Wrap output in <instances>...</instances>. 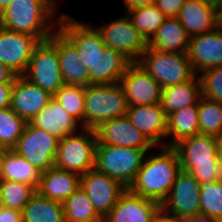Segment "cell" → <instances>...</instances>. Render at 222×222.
<instances>
[{
    "label": "cell",
    "mask_w": 222,
    "mask_h": 222,
    "mask_svg": "<svg viewBox=\"0 0 222 222\" xmlns=\"http://www.w3.org/2000/svg\"><path fill=\"white\" fill-rule=\"evenodd\" d=\"M160 153H148L129 190L162 204L178 173L180 159L174 147L160 146Z\"/></svg>",
    "instance_id": "1"
},
{
    "label": "cell",
    "mask_w": 222,
    "mask_h": 222,
    "mask_svg": "<svg viewBox=\"0 0 222 222\" xmlns=\"http://www.w3.org/2000/svg\"><path fill=\"white\" fill-rule=\"evenodd\" d=\"M57 9L51 0H12L0 13V26L30 34L42 42L58 29Z\"/></svg>",
    "instance_id": "2"
},
{
    "label": "cell",
    "mask_w": 222,
    "mask_h": 222,
    "mask_svg": "<svg viewBox=\"0 0 222 222\" xmlns=\"http://www.w3.org/2000/svg\"><path fill=\"white\" fill-rule=\"evenodd\" d=\"M181 170L189 172L200 184L222 179L220 138L195 135L174 146Z\"/></svg>",
    "instance_id": "3"
},
{
    "label": "cell",
    "mask_w": 222,
    "mask_h": 222,
    "mask_svg": "<svg viewBox=\"0 0 222 222\" xmlns=\"http://www.w3.org/2000/svg\"><path fill=\"white\" fill-rule=\"evenodd\" d=\"M127 108L120 83L90 84L85 87L84 128L94 130L109 119L124 116Z\"/></svg>",
    "instance_id": "4"
},
{
    "label": "cell",
    "mask_w": 222,
    "mask_h": 222,
    "mask_svg": "<svg viewBox=\"0 0 222 222\" xmlns=\"http://www.w3.org/2000/svg\"><path fill=\"white\" fill-rule=\"evenodd\" d=\"M149 150L96 144L95 169L129 188Z\"/></svg>",
    "instance_id": "5"
},
{
    "label": "cell",
    "mask_w": 222,
    "mask_h": 222,
    "mask_svg": "<svg viewBox=\"0 0 222 222\" xmlns=\"http://www.w3.org/2000/svg\"><path fill=\"white\" fill-rule=\"evenodd\" d=\"M58 31L77 49L80 65L90 74V84H96V60L106 45L98 30L90 23H82L69 15L61 14Z\"/></svg>",
    "instance_id": "6"
},
{
    "label": "cell",
    "mask_w": 222,
    "mask_h": 222,
    "mask_svg": "<svg viewBox=\"0 0 222 222\" xmlns=\"http://www.w3.org/2000/svg\"><path fill=\"white\" fill-rule=\"evenodd\" d=\"M96 144L95 130L81 127L79 132L59 139L54 166L80 176L85 174L95 168Z\"/></svg>",
    "instance_id": "7"
},
{
    "label": "cell",
    "mask_w": 222,
    "mask_h": 222,
    "mask_svg": "<svg viewBox=\"0 0 222 222\" xmlns=\"http://www.w3.org/2000/svg\"><path fill=\"white\" fill-rule=\"evenodd\" d=\"M23 76L52 96L64 85L58 55V30L35 47Z\"/></svg>",
    "instance_id": "8"
},
{
    "label": "cell",
    "mask_w": 222,
    "mask_h": 222,
    "mask_svg": "<svg viewBox=\"0 0 222 222\" xmlns=\"http://www.w3.org/2000/svg\"><path fill=\"white\" fill-rule=\"evenodd\" d=\"M161 88L191 80L194 73L187 53L146 49L137 61Z\"/></svg>",
    "instance_id": "9"
},
{
    "label": "cell",
    "mask_w": 222,
    "mask_h": 222,
    "mask_svg": "<svg viewBox=\"0 0 222 222\" xmlns=\"http://www.w3.org/2000/svg\"><path fill=\"white\" fill-rule=\"evenodd\" d=\"M59 138L27 122L12 150L44 172L54 167Z\"/></svg>",
    "instance_id": "10"
},
{
    "label": "cell",
    "mask_w": 222,
    "mask_h": 222,
    "mask_svg": "<svg viewBox=\"0 0 222 222\" xmlns=\"http://www.w3.org/2000/svg\"><path fill=\"white\" fill-rule=\"evenodd\" d=\"M95 28L106 47L121 51L132 62H137L148 47V42L135 29L126 13L123 17Z\"/></svg>",
    "instance_id": "11"
},
{
    "label": "cell",
    "mask_w": 222,
    "mask_h": 222,
    "mask_svg": "<svg viewBox=\"0 0 222 222\" xmlns=\"http://www.w3.org/2000/svg\"><path fill=\"white\" fill-rule=\"evenodd\" d=\"M201 184L187 171L180 170L161 209L181 219L200 213Z\"/></svg>",
    "instance_id": "12"
},
{
    "label": "cell",
    "mask_w": 222,
    "mask_h": 222,
    "mask_svg": "<svg viewBox=\"0 0 222 222\" xmlns=\"http://www.w3.org/2000/svg\"><path fill=\"white\" fill-rule=\"evenodd\" d=\"M39 43L40 41L30 34L13 32L0 26V63L17 76L24 75Z\"/></svg>",
    "instance_id": "13"
},
{
    "label": "cell",
    "mask_w": 222,
    "mask_h": 222,
    "mask_svg": "<svg viewBox=\"0 0 222 222\" xmlns=\"http://www.w3.org/2000/svg\"><path fill=\"white\" fill-rule=\"evenodd\" d=\"M80 186L102 218L111 211L120 195L127 189L119 181L95 168L81 175Z\"/></svg>",
    "instance_id": "14"
},
{
    "label": "cell",
    "mask_w": 222,
    "mask_h": 222,
    "mask_svg": "<svg viewBox=\"0 0 222 222\" xmlns=\"http://www.w3.org/2000/svg\"><path fill=\"white\" fill-rule=\"evenodd\" d=\"M128 106L151 105L161 102V86L138 63L132 62L119 82Z\"/></svg>",
    "instance_id": "15"
},
{
    "label": "cell",
    "mask_w": 222,
    "mask_h": 222,
    "mask_svg": "<svg viewBox=\"0 0 222 222\" xmlns=\"http://www.w3.org/2000/svg\"><path fill=\"white\" fill-rule=\"evenodd\" d=\"M97 144H112L135 149H151L155 147L146 136L137 129L124 115L109 119L95 129Z\"/></svg>",
    "instance_id": "16"
},
{
    "label": "cell",
    "mask_w": 222,
    "mask_h": 222,
    "mask_svg": "<svg viewBox=\"0 0 222 222\" xmlns=\"http://www.w3.org/2000/svg\"><path fill=\"white\" fill-rule=\"evenodd\" d=\"M187 56L196 75L222 65V24L215 30L190 37Z\"/></svg>",
    "instance_id": "17"
},
{
    "label": "cell",
    "mask_w": 222,
    "mask_h": 222,
    "mask_svg": "<svg viewBox=\"0 0 222 222\" xmlns=\"http://www.w3.org/2000/svg\"><path fill=\"white\" fill-rule=\"evenodd\" d=\"M160 209L161 204L157 201L139 196L127 188L103 222H154Z\"/></svg>",
    "instance_id": "18"
},
{
    "label": "cell",
    "mask_w": 222,
    "mask_h": 222,
    "mask_svg": "<svg viewBox=\"0 0 222 222\" xmlns=\"http://www.w3.org/2000/svg\"><path fill=\"white\" fill-rule=\"evenodd\" d=\"M52 98L49 92L21 75L13 83L10 108L26 122H31Z\"/></svg>",
    "instance_id": "19"
},
{
    "label": "cell",
    "mask_w": 222,
    "mask_h": 222,
    "mask_svg": "<svg viewBox=\"0 0 222 222\" xmlns=\"http://www.w3.org/2000/svg\"><path fill=\"white\" fill-rule=\"evenodd\" d=\"M125 116L155 147L165 146L168 116L160 103L128 106Z\"/></svg>",
    "instance_id": "20"
},
{
    "label": "cell",
    "mask_w": 222,
    "mask_h": 222,
    "mask_svg": "<svg viewBox=\"0 0 222 222\" xmlns=\"http://www.w3.org/2000/svg\"><path fill=\"white\" fill-rule=\"evenodd\" d=\"M177 18L190 37L211 32L222 24L221 11L202 0H186Z\"/></svg>",
    "instance_id": "21"
},
{
    "label": "cell",
    "mask_w": 222,
    "mask_h": 222,
    "mask_svg": "<svg viewBox=\"0 0 222 222\" xmlns=\"http://www.w3.org/2000/svg\"><path fill=\"white\" fill-rule=\"evenodd\" d=\"M81 176L57 167L42 172L37 192L48 199L63 203L80 187Z\"/></svg>",
    "instance_id": "22"
},
{
    "label": "cell",
    "mask_w": 222,
    "mask_h": 222,
    "mask_svg": "<svg viewBox=\"0 0 222 222\" xmlns=\"http://www.w3.org/2000/svg\"><path fill=\"white\" fill-rule=\"evenodd\" d=\"M31 123L59 139L78 132V129L82 127L54 98L33 118Z\"/></svg>",
    "instance_id": "23"
},
{
    "label": "cell",
    "mask_w": 222,
    "mask_h": 222,
    "mask_svg": "<svg viewBox=\"0 0 222 222\" xmlns=\"http://www.w3.org/2000/svg\"><path fill=\"white\" fill-rule=\"evenodd\" d=\"M190 36L177 17H166L155 35L148 41V48L173 53H187Z\"/></svg>",
    "instance_id": "24"
},
{
    "label": "cell",
    "mask_w": 222,
    "mask_h": 222,
    "mask_svg": "<svg viewBox=\"0 0 222 222\" xmlns=\"http://www.w3.org/2000/svg\"><path fill=\"white\" fill-rule=\"evenodd\" d=\"M202 97L201 82L198 75L191 80L161 89V106L167 116L184 107L199 103Z\"/></svg>",
    "instance_id": "25"
},
{
    "label": "cell",
    "mask_w": 222,
    "mask_h": 222,
    "mask_svg": "<svg viewBox=\"0 0 222 222\" xmlns=\"http://www.w3.org/2000/svg\"><path fill=\"white\" fill-rule=\"evenodd\" d=\"M58 55L62 79L66 85H90V74L80 65L77 49L58 31Z\"/></svg>",
    "instance_id": "26"
},
{
    "label": "cell",
    "mask_w": 222,
    "mask_h": 222,
    "mask_svg": "<svg viewBox=\"0 0 222 222\" xmlns=\"http://www.w3.org/2000/svg\"><path fill=\"white\" fill-rule=\"evenodd\" d=\"M199 103L184 107L168 115L165 147H174L181 140L199 134Z\"/></svg>",
    "instance_id": "27"
},
{
    "label": "cell",
    "mask_w": 222,
    "mask_h": 222,
    "mask_svg": "<svg viewBox=\"0 0 222 222\" xmlns=\"http://www.w3.org/2000/svg\"><path fill=\"white\" fill-rule=\"evenodd\" d=\"M131 63L121 51L106 47L96 60V84L119 83Z\"/></svg>",
    "instance_id": "28"
},
{
    "label": "cell",
    "mask_w": 222,
    "mask_h": 222,
    "mask_svg": "<svg viewBox=\"0 0 222 222\" xmlns=\"http://www.w3.org/2000/svg\"><path fill=\"white\" fill-rule=\"evenodd\" d=\"M23 222H65L63 203L36 192L22 209Z\"/></svg>",
    "instance_id": "29"
},
{
    "label": "cell",
    "mask_w": 222,
    "mask_h": 222,
    "mask_svg": "<svg viewBox=\"0 0 222 222\" xmlns=\"http://www.w3.org/2000/svg\"><path fill=\"white\" fill-rule=\"evenodd\" d=\"M2 175L3 179L32 185L37 189L42 171L11 149L3 152Z\"/></svg>",
    "instance_id": "30"
},
{
    "label": "cell",
    "mask_w": 222,
    "mask_h": 222,
    "mask_svg": "<svg viewBox=\"0 0 222 222\" xmlns=\"http://www.w3.org/2000/svg\"><path fill=\"white\" fill-rule=\"evenodd\" d=\"M65 222H103L81 186L63 202Z\"/></svg>",
    "instance_id": "31"
},
{
    "label": "cell",
    "mask_w": 222,
    "mask_h": 222,
    "mask_svg": "<svg viewBox=\"0 0 222 222\" xmlns=\"http://www.w3.org/2000/svg\"><path fill=\"white\" fill-rule=\"evenodd\" d=\"M125 12L135 29L147 42L155 35L166 18L157 5L127 9Z\"/></svg>",
    "instance_id": "32"
},
{
    "label": "cell",
    "mask_w": 222,
    "mask_h": 222,
    "mask_svg": "<svg viewBox=\"0 0 222 222\" xmlns=\"http://www.w3.org/2000/svg\"><path fill=\"white\" fill-rule=\"evenodd\" d=\"M36 192V188L32 185L2 179L0 182V206L22 211Z\"/></svg>",
    "instance_id": "33"
},
{
    "label": "cell",
    "mask_w": 222,
    "mask_h": 222,
    "mask_svg": "<svg viewBox=\"0 0 222 222\" xmlns=\"http://www.w3.org/2000/svg\"><path fill=\"white\" fill-rule=\"evenodd\" d=\"M53 98L84 128L85 87L64 84Z\"/></svg>",
    "instance_id": "34"
},
{
    "label": "cell",
    "mask_w": 222,
    "mask_h": 222,
    "mask_svg": "<svg viewBox=\"0 0 222 222\" xmlns=\"http://www.w3.org/2000/svg\"><path fill=\"white\" fill-rule=\"evenodd\" d=\"M199 134L222 136V103L214 102L203 96L199 100Z\"/></svg>",
    "instance_id": "35"
},
{
    "label": "cell",
    "mask_w": 222,
    "mask_h": 222,
    "mask_svg": "<svg viewBox=\"0 0 222 222\" xmlns=\"http://www.w3.org/2000/svg\"><path fill=\"white\" fill-rule=\"evenodd\" d=\"M26 124L10 107L0 109V142L7 150L16 145Z\"/></svg>",
    "instance_id": "36"
},
{
    "label": "cell",
    "mask_w": 222,
    "mask_h": 222,
    "mask_svg": "<svg viewBox=\"0 0 222 222\" xmlns=\"http://www.w3.org/2000/svg\"><path fill=\"white\" fill-rule=\"evenodd\" d=\"M200 213L216 220L222 215V179L201 184Z\"/></svg>",
    "instance_id": "37"
},
{
    "label": "cell",
    "mask_w": 222,
    "mask_h": 222,
    "mask_svg": "<svg viewBox=\"0 0 222 222\" xmlns=\"http://www.w3.org/2000/svg\"><path fill=\"white\" fill-rule=\"evenodd\" d=\"M202 96L214 102L222 103V65L198 74Z\"/></svg>",
    "instance_id": "38"
},
{
    "label": "cell",
    "mask_w": 222,
    "mask_h": 222,
    "mask_svg": "<svg viewBox=\"0 0 222 222\" xmlns=\"http://www.w3.org/2000/svg\"><path fill=\"white\" fill-rule=\"evenodd\" d=\"M186 0H156L155 5L166 17H177Z\"/></svg>",
    "instance_id": "39"
},
{
    "label": "cell",
    "mask_w": 222,
    "mask_h": 222,
    "mask_svg": "<svg viewBox=\"0 0 222 222\" xmlns=\"http://www.w3.org/2000/svg\"><path fill=\"white\" fill-rule=\"evenodd\" d=\"M0 222H23L22 211L0 206Z\"/></svg>",
    "instance_id": "40"
},
{
    "label": "cell",
    "mask_w": 222,
    "mask_h": 222,
    "mask_svg": "<svg viewBox=\"0 0 222 222\" xmlns=\"http://www.w3.org/2000/svg\"><path fill=\"white\" fill-rule=\"evenodd\" d=\"M13 83L14 82L0 84V109L10 107Z\"/></svg>",
    "instance_id": "41"
},
{
    "label": "cell",
    "mask_w": 222,
    "mask_h": 222,
    "mask_svg": "<svg viewBox=\"0 0 222 222\" xmlns=\"http://www.w3.org/2000/svg\"><path fill=\"white\" fill-rule=\"evenodd\" d=\"M17 75L13 73L7 66L0 63V84L14 82Z\"/></svg>",
    "instance_id": "42"
},
{
    "label": "cell",
    "mask_w": 222,
    "mask_h": 222,
    "mask_svg": "<svg viewBox=\"0 0 222 222\" xmlns=\"http://www.w3.org/2000/svg\"><path fill=\"white\" fill-rule=\"evenodd\" d=\"M123 6L127 9H134L142 6L155 5L156 0H122Z\"/></svg>",
    "instance_id": "43"
},
{
    "label": "cell",
    "mask_w": 222,
    "mask_h": 222,
    "mask_svg": "<svg viewBox=\"0 0 222 222\" xmlns=\"http://www.w3.org/2000/svg\"><path fill=\"white\" fill-rule=\"evenodd\" d=\"M154 222H185V219L170 215L160 209V211L155 216Z\"/></svg>",
    "instance_id": "44"
},
{
    "label": "cell",
    "mask_w": 222,
    "mask_h": 222,
    "mask_svg": "<svg viewBox=\"0 0 222 222\" xmlns=\"http://www.w3.org/2000/svg\"><path fill=\"white\" fill-rule=\"evenodd\" d=\"M201 222H219V221L209 217L208 215L201 214Z\"/></svg>",
    "instance_id": "45"
},
{
    "label": "cell",
    "mask_w": 222,
    "mask_h": 222,
    "mask_svg": "<svg viewBox=\"0 0 222 222\" xmlns=\"http://www.w3.org/2000/svg\"><path fill=\"white\" fill-rule=\"evenodd\" d=\"M12 0H0V13L10 4Z\"/></svg>",
    "instance_id": "46"
},
{
    "label": "cell",
    "mask_w": 222,
    "mask_h": 222,
    "mask_svg": "<svg viewBox=\"0 0 222 222\" xmlns=\"http://www.w3.org/2000/svg\"><path fill=\"white\" fill-rule=\"evenodd\" d=\"M185 222H201V213L193 216L192 218L185 220Z\"/></svg>",
    "instance_id": "47"
},
{
    "label": "cell",
    "mask_w": 222,
    "mask_h": 222,
    "mask_svg": "<svg viewBox=\"0 0 222 222\" xmlns=\"http://www.w3.org/2000/svg\"><path fill=\"white\" fill-rule=\"evenodd\" d=\"M2 163H3V153H0V182L3 179V175H2Z\"/></svg>",
    "instance_id": "48"
},
{
    "label": "cell",
    "mask_w": 222,
    "mask_h": 222,
    "mask_svg": "<svg viewBox=\"0 0 222 222\" xmlns=\"http://www.w3.org/2000/svg\"><path fill=\"white\" fill-rule=\"evenodd\" d=\"M7 149L2 145V143L0 142V153H3L4 151H6Z\"/></svg>",
    "instance_id": "49"
},
{
    "label": "cell",
    "mask_w": 222,
    "mask_h": 222,
    "mask_svg": "<svg viewBox=\"0 0 222 222\" xmlns=\"http://www.w3.org/2000/svg\"><path fill=\"white\" fill-rule=\"evenodd\" d=\"M202 1L215 5V0H202Z\"/></svg>",
    "instance_id": "50"
},
{
    "label": "cell",
    "mask_w": 222,
    "mask_h": 222,
    "mask_svg": "<svg viewBox=\"0 0 222 222\" xmlns=\"http://www.w3.org/2000/svg\"><path fill=\"white\" fill-rule=\"evenodd\" d=\"M220 154H221V157H222V136L220 137Z\"/></svg>",
    "instance_id": "51"
},
{
    "label": "cell",
    "mask_w": 222,
    "mask_h": 222,
    "mask_svg": "<svg viewBox=\"0 0 222 222\" xmlns=\"http://www.w3.org/2000/svg\"><path fill=\"white\" fill-rule=\"evenodd\" d=\"M51 1H52L56 6H58V5H57V1H58V0H51ZM60 1H61V0H60Z\"/></svg>",
    "instance_id": "52"
},
{
    "label": "cell",
    "mask_w": 222,
    "mask_h": 222,
    "mask_svg": "<svg viewBox=\"0 0 222 222\" xmlns=\"http://www.w3.org/2000/svg\"><path fill=\"white\" fill-rule=\"evenodd\" d=\"M219 222H222V215L218 219Z\"/></svg>",
    "instance_id": "53"
}]
</instances>
